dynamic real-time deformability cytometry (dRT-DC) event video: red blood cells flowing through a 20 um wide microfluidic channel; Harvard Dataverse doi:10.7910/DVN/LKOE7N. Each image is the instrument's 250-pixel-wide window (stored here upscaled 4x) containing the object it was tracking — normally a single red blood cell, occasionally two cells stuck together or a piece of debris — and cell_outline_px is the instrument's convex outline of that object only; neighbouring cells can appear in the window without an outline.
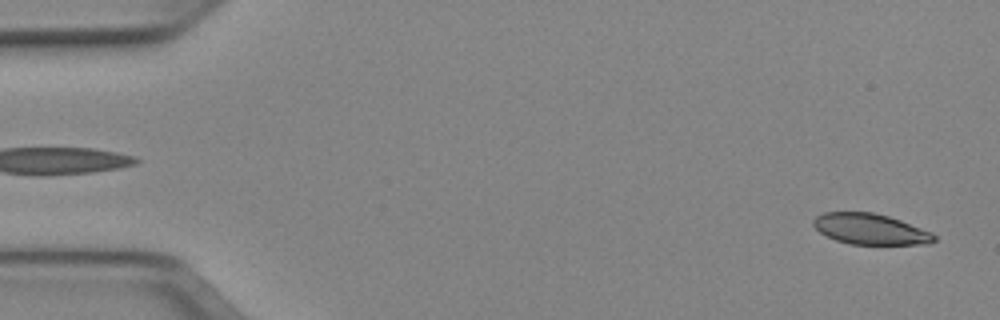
{"species": "Egyptian fruit bat (a non-hibernating species)", "species_latin": "Rousettus aegyptiacus", "temperature_condition": "cold", "stored_images_in_passage": 50, "camera_frame_rate_fps": 3000, "um_per_image_px": 0.085, "animal": {"sex": "female"}, "frame": {"image": 1, "passage_image": 1, "time_ms": 0.0, "image_size_px": [1000, 320], "cell_outline_px": [[936, 240], [928, 244], [852, 244], [836, 240], [820, 232], [812, 224], [812, 220], [816, 216], [824, 212], [872, 212], [888, 216], [900, 220], [932, 232], [936, 236]], "centroid_in_image_um": [73.98, 19.47], "position_along_channel_um": 11.0, "area_um2": 21.56}}
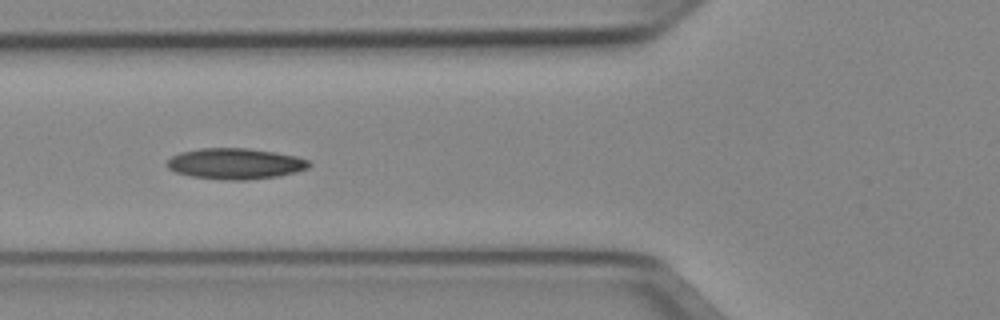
{"frame": {"image": 2, "passage_image": 18, "time_ms": 5.667, "image_size_px": [1000, 320], "cell_outline_px": [[312, 164], [308, 168], [296, 172], [276, 176], [248, 180], [228, 180], [192, 176], [176, 172], [168, 168], [164, 164], [172, 156], [180, 152], [200, 148], [248, 148], [276, 152], [296, 156], [308, 160]], "centroid_in_image_um": [20.0, 13.9], "position_along_channel_um": 105.8, "area_um2": 25.61}}
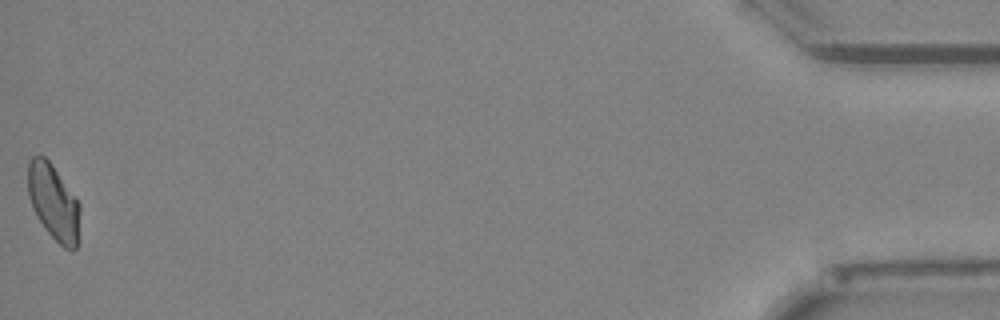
{"frame": {"image": 3, "passage_image": 50, "time_ms": 16.333, "image_size_px": [1000, 320], "cell_outline_px": [[80, 208], [76, 248], [72, 252], [64, 248], [44, 228], [36, 216], [32, 208], [28, 196], [28, 160], [32, 156], [44, 156], [52, 164], [76, 196], [80, 204]], "centroid_in_image_um": [4.54, 17.17], "position_along_channel_um": 430.7, "area_um2": 23.12}, "authors_computed_cell_mechanics": {"area_um2": 23.7269, "velocity_mm_per_s": 3.9463, "shape_relaxation_time_tau1_ms": null, "shape_relaxation_time_tau2_ms": 5.7167, "deformation_change_tau1": null, "deformation_change_tau2": 0.1162}}